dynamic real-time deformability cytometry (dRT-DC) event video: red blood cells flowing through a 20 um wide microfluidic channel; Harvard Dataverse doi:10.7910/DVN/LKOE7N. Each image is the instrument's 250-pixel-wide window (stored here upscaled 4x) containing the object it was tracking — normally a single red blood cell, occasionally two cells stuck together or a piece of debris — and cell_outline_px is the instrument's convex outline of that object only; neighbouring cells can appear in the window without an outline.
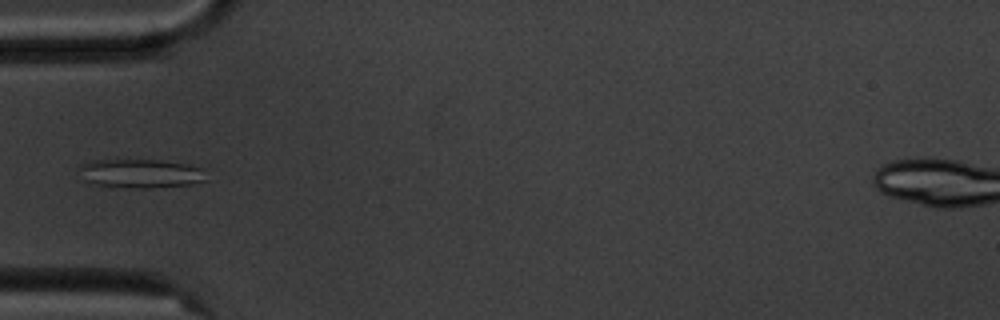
{"species": "common noctule bat (a hibernating species)", "species_latin": "Nyctalus noctula", "temperature_condition": "cold", "stored_images_in_passage": 6, "camera_frame_rate_fps": 3000, "um_per_image_px": 0.085, "animal": {"sex": "male", "body_mass_g": 20.1, "forearm_length_mm": 53.5}, "frame": {"image": 1, "passage_image": 5, "time_ms": 4.667, "image_size_px": [1000, 320], "cell_outline_px": [[208, 180], [192, 184], [152, 188], [132, 188], [88, 184], [80, 180], [80, 164], [92, 160], [160, 160], [188, 164], [204, 168]], "centroid_in_image_um": [11.94, 14.75], "position_along_channel_um": 73.1, "area_um2": 21.96}}
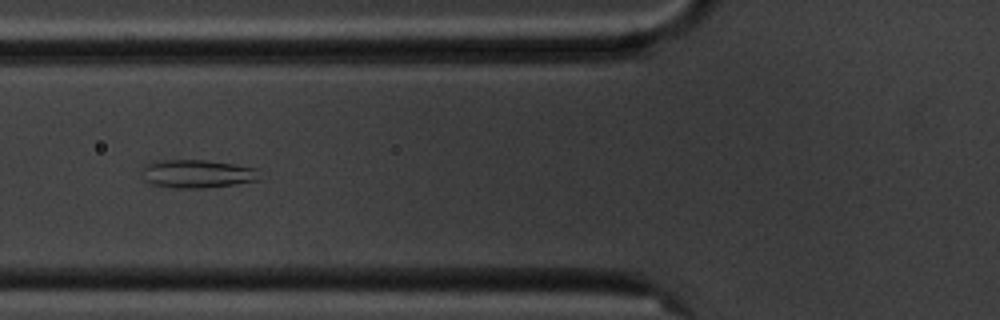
{"frame": {"image": 2, "passage_image": 6, "time_ms": 5.667, "image_size_px": [1000, 320], "cell_outline_px": [[260, 180], [236, 184], [204, 188], [172, 188], [152, 184], [144, 180], [144, 164], [152, 160], [204, 160], [232, 164], [256, 168]], "centroid_in_image_um": [16.74, 14.77], "position_along_channel_um": 109.1, "area_um2": 19.36}}